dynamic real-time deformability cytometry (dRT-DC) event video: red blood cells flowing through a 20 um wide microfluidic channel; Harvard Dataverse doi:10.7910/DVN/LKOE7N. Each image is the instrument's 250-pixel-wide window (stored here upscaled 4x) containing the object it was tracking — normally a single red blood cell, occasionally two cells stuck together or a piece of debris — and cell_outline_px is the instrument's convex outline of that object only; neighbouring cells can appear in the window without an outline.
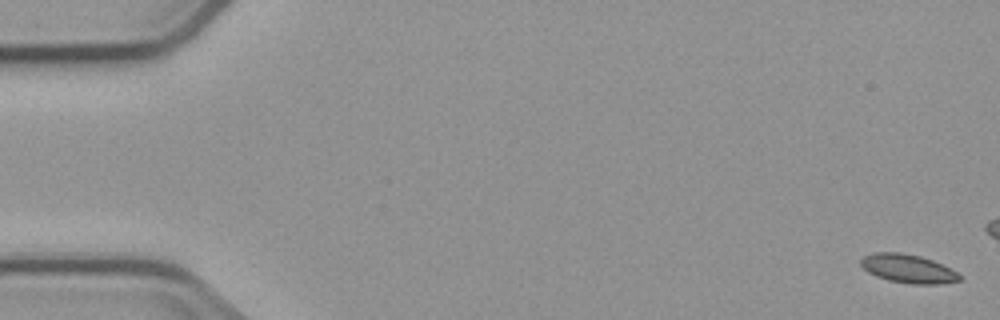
{"species": "common noctule bat (a hibernating species)", "species_latin": "Nyctalus noctula", "temperature_condition": "cold", "stored_images_in_passage": 5, "camera_frame_rate_fps": 3000, "um_per_image_px": 0.085, "animal": {"sex": "male", "body_mass_g": 23.1, "forearm_length_mm": 52.7}, "frame": {"image": 1, "passage_image": 1, "time_ms": 0.0, "image_size_px": [1000, 320], "cell_outline_px": [[960, 280], [940, 284], [912, 284], [888, 280], [876, 276], [868, 272], [860, 264], [860, 260], [864, 256], [872, 252], [900, 252], [920, 256], [932, 260], [956, 272], [960, 276]], "centroid_in_image_um": [77.13, 22.83], "position_along_channel_um": 7.9, "area_um2": 16.3}}